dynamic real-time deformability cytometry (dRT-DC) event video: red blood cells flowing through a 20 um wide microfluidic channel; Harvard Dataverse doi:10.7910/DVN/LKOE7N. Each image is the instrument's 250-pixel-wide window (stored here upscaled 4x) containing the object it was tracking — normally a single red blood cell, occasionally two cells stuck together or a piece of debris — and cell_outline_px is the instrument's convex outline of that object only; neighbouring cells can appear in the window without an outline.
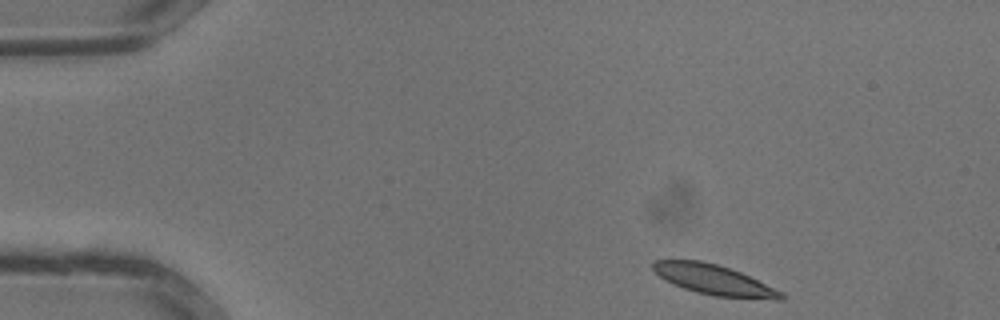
{"species": "common noctule bat (a hibernating species)", "species_latin": "Nyctalus noctula", "temperature_condition": "warm", "stored_images_in_passage": 7, "camera_frame_rate_fps": 3000, "um_per_image_px": 0.085, "animal": {"sex": "male", "body_mass_g": 13.3}, "frame": {"image": 1, "passage_image": 1, "time_ms": 0.0, "image_size_px": [1000, 320], "cell_outline_px": [[784, 300], [776, 300], [716, 296], [696, 292], [684, 288], [660, 276], [652, 268], [652, 260], [700, 260], [732, 268], [784, 292]], "centroid_in_image_um": [60.75, 23.78], "position_along_channel_um": 24.3, "area_um2": 22.37}}